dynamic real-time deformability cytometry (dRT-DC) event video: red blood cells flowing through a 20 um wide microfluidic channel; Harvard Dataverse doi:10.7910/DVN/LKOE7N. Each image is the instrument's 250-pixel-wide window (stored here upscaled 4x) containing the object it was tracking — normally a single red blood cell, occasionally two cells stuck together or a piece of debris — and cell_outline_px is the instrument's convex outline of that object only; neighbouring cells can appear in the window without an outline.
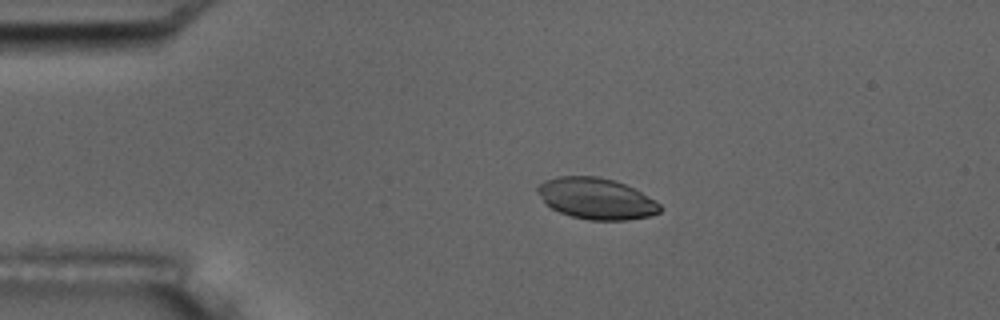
{"species": "common noctule bat (a hibernating species)", "species_latin": "Nyctalus noctula", "temperature_condition": "room temperature", "stored_images_in_passage": 5, "camera_frame_rate_fps": 3000, "um_per_image_px": 0.085, "animal": {"sex": "male", "body_mass_g": 17.5, "forearm_length_mm": 52.3}, "frame": {"image": 1, "passage_image": 3, "time_ms": 3.333, "image_size_px": [1000, 320], "cell_outline_px": [[664, 208], [660, 212], [652, 216], [628, 220], [588, 220], [572, 216], [560, 212], [544, 204], [536, 192], [536, 188], [544, 180], [556, 176], [596, 176], [612, 180], [624, 184], [640, 192], [660, 204]], "centroid_in_image_um": [50.65, 16.89], "position_along_channel_um": 34.3, "area_um2": 29.48}}